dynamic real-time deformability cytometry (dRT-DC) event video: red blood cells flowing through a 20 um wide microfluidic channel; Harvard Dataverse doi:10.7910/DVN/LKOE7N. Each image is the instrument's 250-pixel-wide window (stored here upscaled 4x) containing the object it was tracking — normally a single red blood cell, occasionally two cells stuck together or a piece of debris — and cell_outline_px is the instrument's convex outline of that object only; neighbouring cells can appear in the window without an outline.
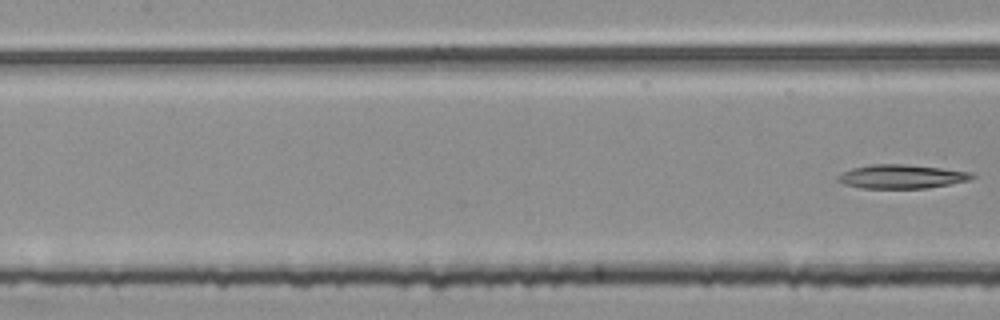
{"species": "common noctule bat (a hibernating species)", "species_latin": "Nyctalus noctula", "temperature_condition": "room temperature", "stored_images_in_passage": 21, "camera_frame_rate_fps": 3000, "um_per_image_px": 0.085, "animal": {"sex": "female", "body_mass_g": 25.1}, "frame": {"image": 1, "passage_image": 21, "time_ms": 6.667, "image_size_px": [1000, 320], "cell_outline_px": [[976, 176], [968, 180], [928, 188], [864, 188], [844, 184], [836, 180], [836, 176], [852, 168], [872, 164], [904, 164], [940, 168], [972, 172]], "centroid_in_image_um": [76.61, 15.0], "position_along_channel_um": 130.8, "area_um2": 18.5}}